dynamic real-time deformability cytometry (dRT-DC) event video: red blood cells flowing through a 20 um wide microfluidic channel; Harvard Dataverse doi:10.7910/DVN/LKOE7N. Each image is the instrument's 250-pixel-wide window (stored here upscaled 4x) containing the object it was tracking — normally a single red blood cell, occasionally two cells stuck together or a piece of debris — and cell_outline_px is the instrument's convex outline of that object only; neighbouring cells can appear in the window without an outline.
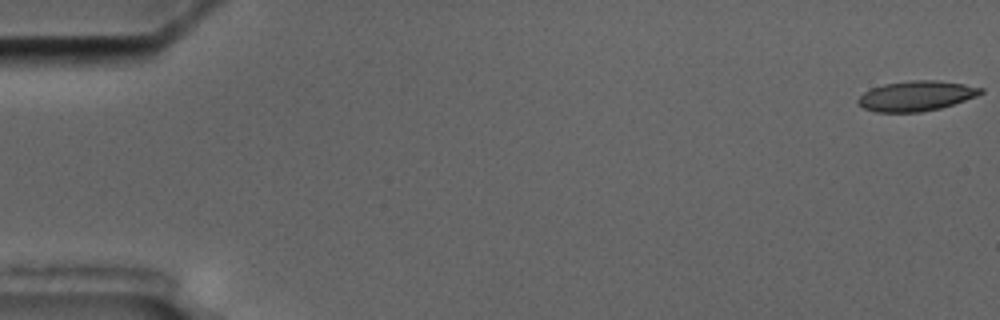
{"species": "common noctule bat (a hibernating species)", "species_latin": "Nyctalus noctula", "temperature_condition": "cold", "stored_images_in_passage": 7, "camera_frame_rate_fps": 3000, "um_per_image_px": 0.085, "animal": {"sex": "male", "body_mass_g": 17.5, "forearm_length_mm": 52.3}, "frame": {"image": 1, "passage_image": 1, "time_ms": 0.0, "image_size_px": [1000, 320], "cell_outline_px": [[984, 92], [976, 96], [940, 108], [920, 112], [876, 112], [864, 108], [856, 100], [864, 92], [872, 88], [884, 84], [912, 80], [936, 80], [964, 84], [984, 88]], "centroid_in_image_um": [77.88, 8.15], "position_along_channel_um": 7.1, "area_um2": 21.33}}
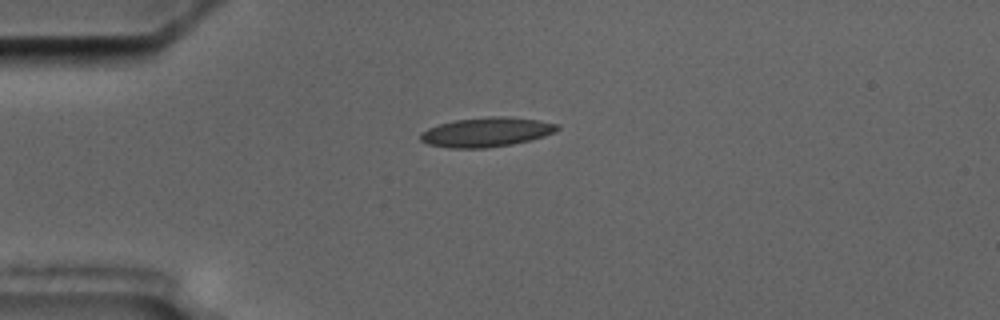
{"frame": {"image": 2, "passage_image": 5, "time_ms": 4.667, "image_size_px": [1000, 320], "cell_outline_px": [[560, 128], [544, 136], [512, 144], [488, 148], [448, 148], [428, 144], [420, 140], [420, 132], [428, 128], [452, 120], [488, 116], [512, 116], [540, 120], [560, 124]], "centroid_in_image_um": [41.34, 11.21], "position_along_channel_um": 43.7, "area_um2": 23.7}}